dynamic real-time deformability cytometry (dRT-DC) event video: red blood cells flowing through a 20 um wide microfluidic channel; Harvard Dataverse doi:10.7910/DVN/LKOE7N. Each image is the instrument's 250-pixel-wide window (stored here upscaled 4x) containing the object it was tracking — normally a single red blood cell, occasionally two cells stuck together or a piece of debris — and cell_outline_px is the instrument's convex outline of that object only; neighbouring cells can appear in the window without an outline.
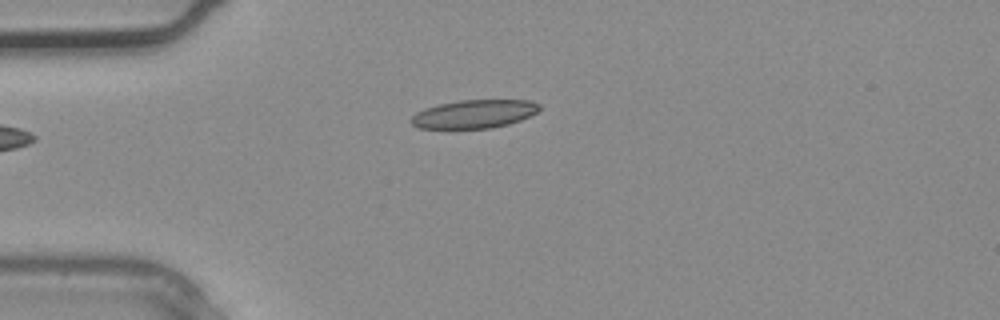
{"species": "common noctule bat (a hibernating species)", "species_latin": "Nyctalus noctula", "temperature_condition": "warm", "stored_images_in_passage": 3, "camera_frame_rate_fps": 3000, "um_per_image_px": 0.085, "animal": {"sex": "male", "body_mass_g": 20.4}, "frame": {"image": 1, "passage_image": 3, "time_ms": 0.667, "image_size_px": [1000, 320], "cell_outline_px": [[540, 108], [536, 112], [520, 120], [508, 124], [492, 128], [420, 128], [412, 124], [408, 120], [416, 112], [424, 108], [440, 104], [460, 100], [528, 100], [540, 104]], "centroid_in_image_um": [40.28, 9.68], "position_along_channel_um": 44.7, "area_um2": 21.1}}